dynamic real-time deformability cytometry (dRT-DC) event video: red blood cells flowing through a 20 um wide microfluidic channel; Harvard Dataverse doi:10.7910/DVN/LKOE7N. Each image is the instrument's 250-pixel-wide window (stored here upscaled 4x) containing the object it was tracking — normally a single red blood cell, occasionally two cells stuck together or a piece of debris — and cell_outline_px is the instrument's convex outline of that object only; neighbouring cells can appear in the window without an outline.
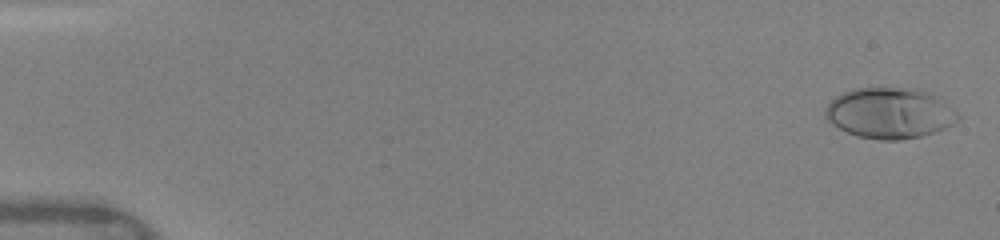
{"species": "human", "species_latin": "Homo sapiens", "temperature_condition": "warm", "stored_images_in_passage": 49, "camera_frame_rate_fps": 3000, "um_per_image_px": 0.085, "donor": {"sex": "female"}, "frame": {"image": 1, "passage_image": 1, "time_ms": 0.0, "image_size_px": [1000, 240], "cell_outline_px": [[964, 116], [960, 120], [936, 132], [920, 136], [900, 140], [880, 140], [856, 136], [832, 124], [824, 116], [824, 108], [836, 96], [852, 88], [920, 88], [932, 92], [940, 96], [960, 112]], "centroid_in_image_um": [75.71, 9.6], "position_along_channel_um": 9.3, "area_um2": 40.06}}
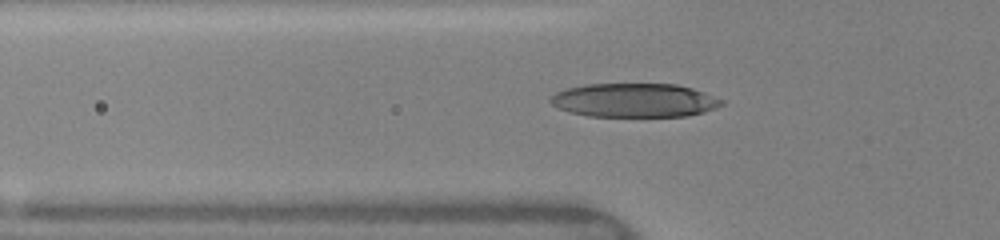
{"frame": {"image": 2, "passage_image": 17, "time_ms": 5.333, "image_size_px": [1000, 240], "cell_outline_px": [[724, 104], [704, 112], [688, 116], [588, 116], [568, 112], [552, 104], [548, 100], [556, 92], [568, 88], [584, 84], [676, 84], [692, 88], [724, 100]], "centroid_in_image_um": [53.92, 8.52], "position_along_channel_um": 71.9, "area_um2": 33.7}}
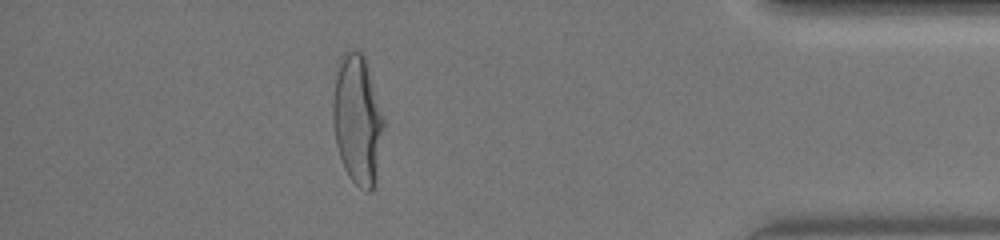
{"frame": {"image": 3, "passage_image": 44, "time_ms": 14.333, "image_size_px": [1000, 240], "cell_outline_px": [[384, 128], [372, 188], [368, 192], [360, 188], [348, 176], [344, 168], [336, 144], [332, 120], [332, 100], [336, 76], [340, 56], [344, 52], [360, 52], [364, 56], [384, 116]], "centroid_in_image_um": [30.36, 10.15], "position_along_channel_um": 404.8, "area_um2": 37.74}, "authors_computed_cell_mechanics": {"area_um2": 35.0268, "velocity_mm_per_s": 4.0838, "shape_relaxation_time_tau1_ms": 3.7375, "shape_relaxation_time_tau2_ms": null, "deformation_change_tau1": 0.2105, "deformation_change_tau2": null}}